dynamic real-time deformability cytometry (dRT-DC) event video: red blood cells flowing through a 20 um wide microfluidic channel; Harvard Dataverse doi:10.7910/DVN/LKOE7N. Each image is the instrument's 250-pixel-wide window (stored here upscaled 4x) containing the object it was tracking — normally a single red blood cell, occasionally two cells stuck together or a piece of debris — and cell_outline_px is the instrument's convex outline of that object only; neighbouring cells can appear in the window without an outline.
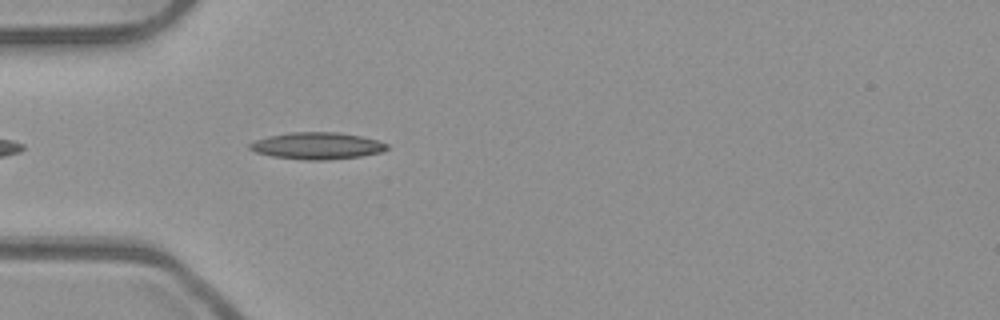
{"species": "common noctule bat (a hibernating species)", "species_latin": "Nyctalus noctula", "temperature_condition": "room temperature", "stored_images_in_passage": 22, "camera_frame_rate_fps": 3000, "um_per_image_px": 0.085, "animal": {"sex": "male", "body_mass_g": 23.1, "forearm_length_mm": 52.7}, "frame": {"image": 1, "passage_image": 3, "time_ms": 0.667, "image_size_px": [1000, 320], "cell_outline_px": [[388, 148], [380, 152], [360, 156], [324, 160], [304, 160], [272, 156], [256, 152], [248, 148], [248, 144], [252, 140], [268, 136], [292, 132], [340, 132], [360, 136], [376, 140], [388, 144]], "centroid_in_image_um": [26.9, 12.39], "position_along_channel_um": 58.1, "area_um2": 21.44}}
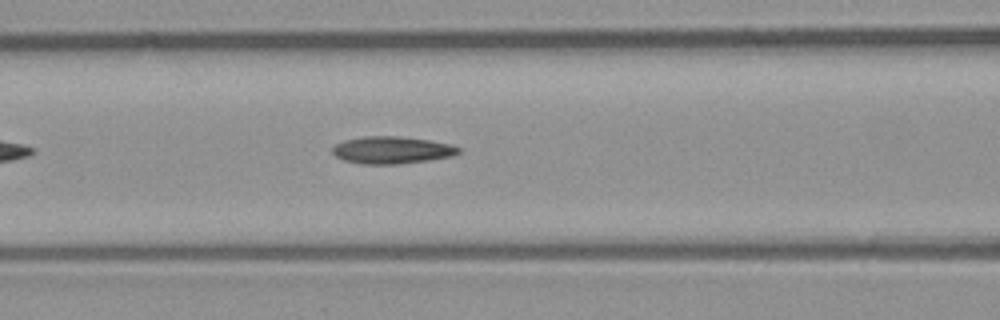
{"frame": {"image": 2, "passage_image": 9, "time_ms": 2.667, "image_size_px": [1000, 320], "cell_outline_px": [[460, 152], [452, 156], [428, 160], [396, 164], [360, 164], [344, 160], [336, 156], [332, 152], [332, 148], [336, 144], [344, 140], [360, 136], [396, 136], [428, 140], [452, 144], [460, 148]], "centroid_in_image_um": [33.29, 12.75], "position_along_channel_um": 133.3, "area_um2": 20.0}}
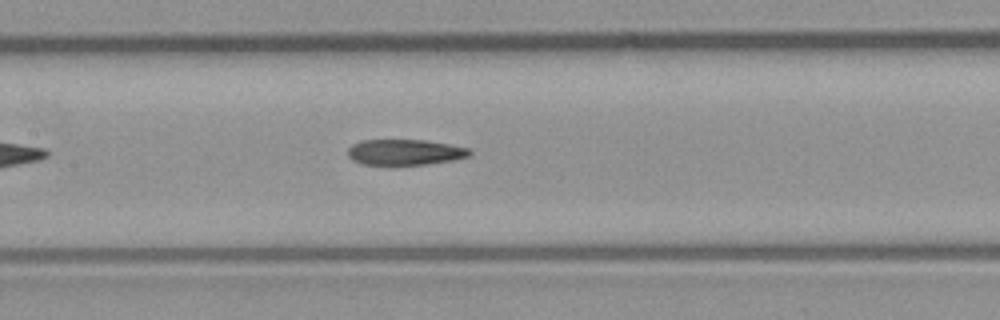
{"frame": {"image": 3, "passage_image": 12, "time_ms": 3.667, "image_size_px": [1000, 320], "cell_outline_px": [[472, 152], [468, 156], [452, 160], [424, 164], [360, 164], [352, 160], [348, 156], [348, 148], [352, 144], [360, 140], [424, 140], [448, 144], [468, 148]], "centroid_in_image_um": [34.37, 12.92], "position_along_channel_um": 173.0, "area_um2": 18.03}}